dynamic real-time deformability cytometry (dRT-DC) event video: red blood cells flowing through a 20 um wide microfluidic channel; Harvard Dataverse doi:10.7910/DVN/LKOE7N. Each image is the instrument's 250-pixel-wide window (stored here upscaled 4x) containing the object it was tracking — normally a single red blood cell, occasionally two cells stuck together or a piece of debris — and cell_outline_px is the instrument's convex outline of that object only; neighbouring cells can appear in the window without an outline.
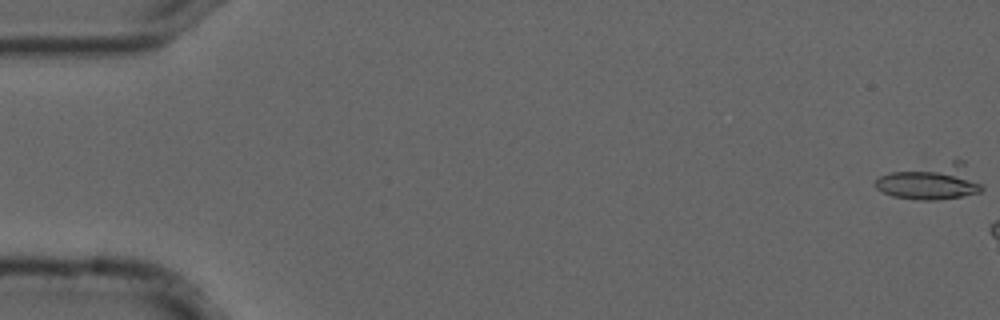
{"species": "common noctule bat (a hibernating species)", "species_latin": "Nyctalus noctula", "temperature_condition": "cold", "stored_images_in_passage": 13, "camera_frame_rate_fps": 3000, "um_per_image_px": 0.085, "animal": {"sex": "male", "forearm_length_mm": 52.5}, "frame": {"image": 1, "passage_image": 1, "time_ms": 0.0, "image_size_px": [1000, 320], "cell_outline_px": [[984, 188], [980, 192], [940, 200], [916, 200], [892, 196], [876, 188], [876, 180], [880, 176], [888, 172], [956, 156], [964, 160], [984, 184]], "centroid_in_image_um": [79.2, 15.37], "position_along_channel_um": 5.8, "area_um2": 23.58}}